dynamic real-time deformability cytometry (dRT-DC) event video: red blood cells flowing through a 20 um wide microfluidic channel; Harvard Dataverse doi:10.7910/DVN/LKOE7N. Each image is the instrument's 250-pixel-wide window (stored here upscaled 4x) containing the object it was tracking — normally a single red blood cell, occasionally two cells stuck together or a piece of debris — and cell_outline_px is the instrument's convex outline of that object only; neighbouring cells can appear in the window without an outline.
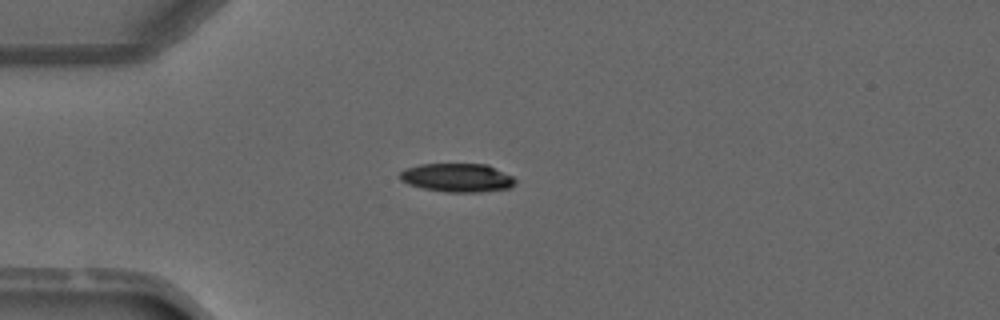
{"species": "common noctule bat (a hibernating species)", "species_latin": "Nyctalus noctula", "temperature_condition": "warm", "stored_images_in_passage": 2, "camera_frame_rate_fps": 3000, "um_per_image_px": 0.085, "animal": {"sex": "male", "forearm_length_mm": 52.5}, "frame": {"image": 1, "passage_image": 2, "time_ms": 1.333, "image_size_px": [1000, 320], "cell_outline_px": [[516, 180], [508, 188], [480, 192], [448, 192], [424, 188], [408, 184], [400, 180], [400, 172], [404, 168], [420, 164], [488, 164], [512, 176]], "centroid_in_image_um": [38.84, 15.09], "position_along_channel_um": 46.2, "area_um2": 19.13}}